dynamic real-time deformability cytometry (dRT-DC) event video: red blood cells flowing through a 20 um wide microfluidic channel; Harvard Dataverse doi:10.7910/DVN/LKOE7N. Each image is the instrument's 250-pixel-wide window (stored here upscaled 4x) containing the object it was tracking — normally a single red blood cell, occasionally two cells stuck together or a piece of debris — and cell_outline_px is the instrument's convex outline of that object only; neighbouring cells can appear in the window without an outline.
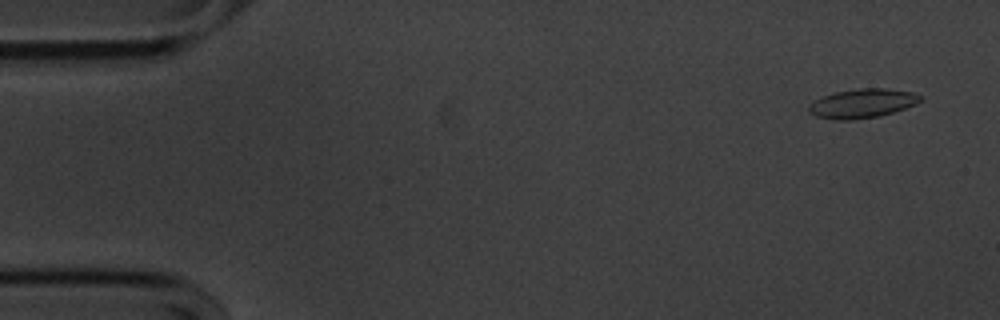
{"species": "common noctule bat (a hibernating species)", "species_latin": "Nyctalus noctula", "temperature_condition": "cold", "stored_images_in_passage": 55, "camera_frame_rate_fps": 3000, "um_per_image_px": 0.085, "animal": {"sex": "male", "body_mass_g": 20.1, "forearm_length_mm": 53.5}, "frame": {"image": 1, "passage_image": 3, "time_ms": 0.667, "image_size_px": [1000, 320], "cell_outline_px": [[924, 96], [916, 104], [880, 116], [852, 120], [836, 120], [816, 116], [808, 112], [808, 104], [824, 96], [836, 92], [860, 88], [884, 88], [912, 92]], "centroid_in_image_um": [73.29, 8.79], "position_along_channel_um": 11.7, "area_um2": 18.84}}
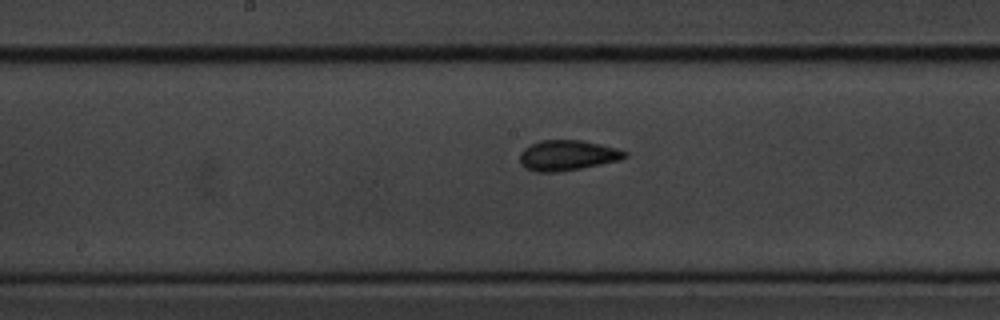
{"frame": {"image": 2, "passage_image": 28, "time_ms": 9.0, "image_size_px": [1000, 320], "cell_outline_px": [[628, 156], [620, 160], [580, 168], [556, 172], [536, 172], [524, 168], [520, 164], [520, 152], [524, 148], [540, 140], [580, 140], [600, 144], [616, 148], [628, 152]], "centroid_in_image_um": [48.21, 13.2], "position_along_channel_um": 200.0, "area_um2": 18.55}}
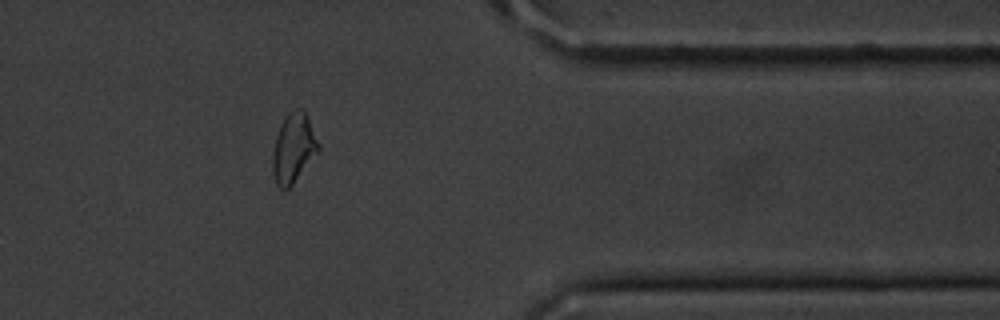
{"frame": {"image": 3, "passage_image": 45, "time_ms": 14.667, "image_size_px": [1000, 320], "cell_outline_px": [[320, 148], [292, 184], [284, 192], [276, 184], [272, 172], [272, 156], [276, 136], [280, 124], [288, 112], [296, 108], [300, 108], [308, 116], [320, 144]], "centroid_in_image_um": [24.93, 12.57], "position_along_channel_um": 386.5, "area_um2": 18.44}, "authors_computed_cell_mechanics": {"area_um2": 18.3226, "velocity_mm_per_s": 3.599, "shape_relaxation_time_tau1_ms": 2.8288, "shape_relaxation_time_tau2_ms": 1.5442, "deformation_change_tau1": 0.1082, "deformation_change_tau2": 0.0715}}